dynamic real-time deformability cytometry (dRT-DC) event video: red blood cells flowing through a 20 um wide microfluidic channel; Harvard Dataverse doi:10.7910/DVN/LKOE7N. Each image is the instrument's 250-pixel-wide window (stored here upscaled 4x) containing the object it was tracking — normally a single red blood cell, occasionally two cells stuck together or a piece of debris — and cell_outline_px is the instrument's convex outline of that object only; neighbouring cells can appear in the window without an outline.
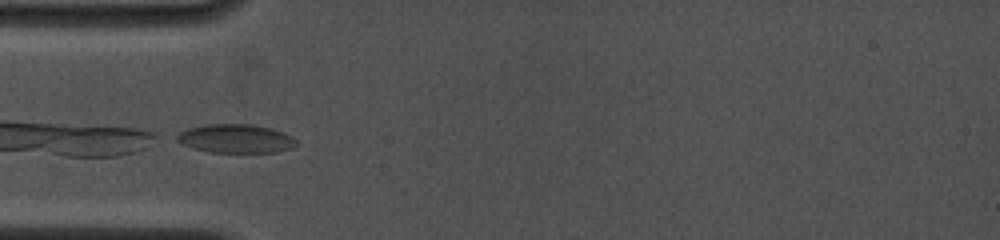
{"species": "common noctule bat (a hibernating species)", "species_latin": "Nyctalus noctula", "temperature_condition": "cold", "stored_images_in_passage": 11, "camera_frame_rate_fps": 4500, "um_per_image_px": 0.085, "animal": {"sex": "female", "body_mass_g": 19.0, "forearm_length_mm": 53.3}, "frame": {"image": 1, "passage_image": 1, "time_ms": 0.0, "image_size_px": [1000, 240], "cell_outline_px": [[296, 144], [292, 148], [276, 152], [212, 152], [192, 148], [176, 140], [172, 136], [188, 128], [208, 124], [248, 124], [272, 128], [292, 136], [296, 140]], "centroid_in_image_um": [20.02, 11.78], "position_along_channel_um": 65.0, "area_um2": 19.94}}
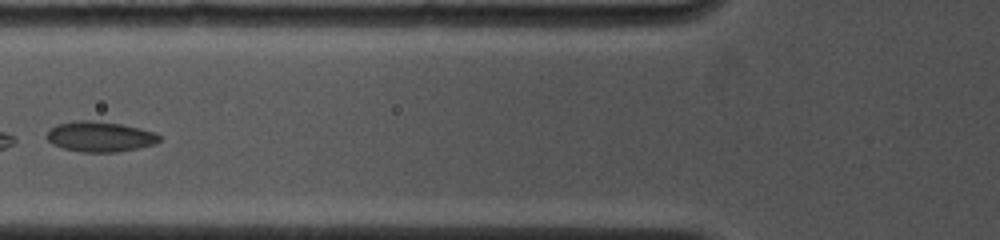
{"frame": {"image": 2, "passage_image": 4, "time_ms": 1.333, "image_size_px": [1000, 240], "cell_outline_px": [[160, 140], [152, 144], [136, 148], [116, 152], [80, 152], [64, 148], [52, 144], [44, 136], [56, 124], [76, 120], [92, 120], [120, 124], [140, 128], [156, 132], [160, 136]], "centroid_in_image_um": [8.46, 11.6], "position_along_channel_um": 117.3, "area_um2": 19.83}}
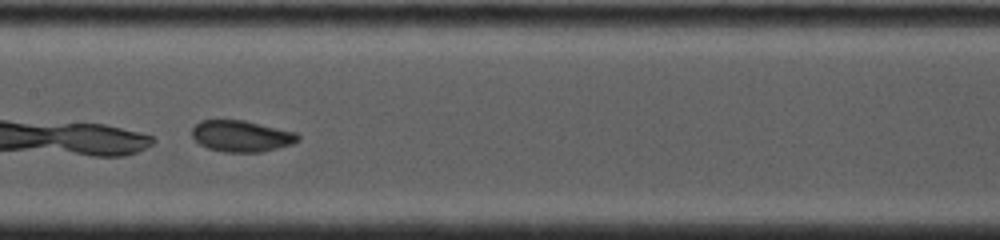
{"frame": {"image": 3, "passage_image": 8, "time_ms": 3.111, "image_size_px": [1000, 240], "cell_outline_px": [[300, 140], [292, 144], [260, 152], [224, 152], [208, 148], [200, 144], [192, 136], [192, 128], [200, 120], [244, 120], [296, 132], [300, 136]], "centroid_in_image_um": [20.53, 11.56], "position_along_channel_um": 186.9, "area_um2": 19.31}}